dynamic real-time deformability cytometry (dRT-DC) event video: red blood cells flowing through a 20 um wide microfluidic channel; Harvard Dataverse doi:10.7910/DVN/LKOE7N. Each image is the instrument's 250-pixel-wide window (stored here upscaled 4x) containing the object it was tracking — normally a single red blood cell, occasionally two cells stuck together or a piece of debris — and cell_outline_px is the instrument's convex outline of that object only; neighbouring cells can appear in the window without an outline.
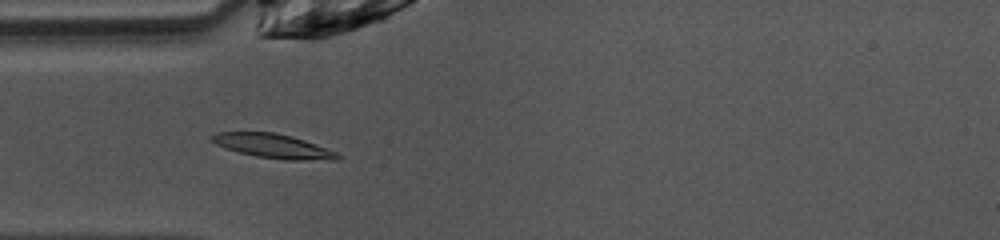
{"species": "common noctule bat (a hibernating species)", "species_latin": "Nyctalus noctula", "temperature_condition": "warm", "stored_images_in_passage": 36, "camera_frame_rate_fps": 3000, "um_per_image_px": 0.085, "animal": {"sex": "female", "body_mass_g": 10.0, "forearm_length_mm": 53.1}, "frame": {"image": 1, "passage_image": 1, "time_ms": 0.0, "image_size_px": [1000, 240], "cell_outline_px": [[344, 156], [340, 160], [284, 160], [256, 156], [224, 148], [216, 144], [212, 140], [212, 136], [216, 132], [276, 132], [292, 136], [304, 140], [336, 152]], "centroid_in_image_um": [23.27, 12.42], "position_along_channel_um": 61.7, "area_um2": 17.74}}
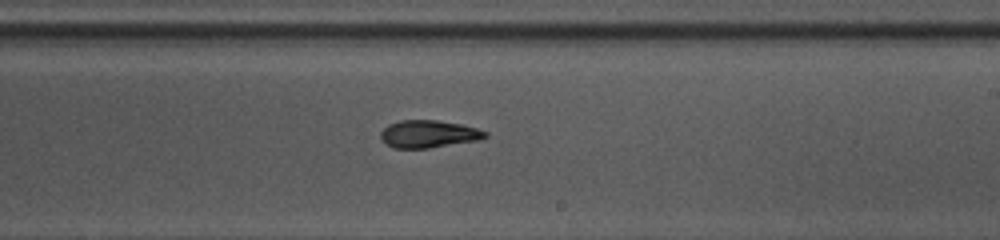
{"frame": {"image": 2, "passage_image": 15, "time_ms": 4.667, "image_size_px": [1000, 240], "cell_outline_px": [[488, 136], [480, 140], [428, 148], [392, 148], [384, 144], [380, 136], [380, 132], [388, 124], [400, 120], [436, 120], [460, 124], [476, 128], [488, 132]], "centroid_in_image_um": [36.41, 11.39], "position_along_channel_um": 252.6, "area_um2": 16.88}}
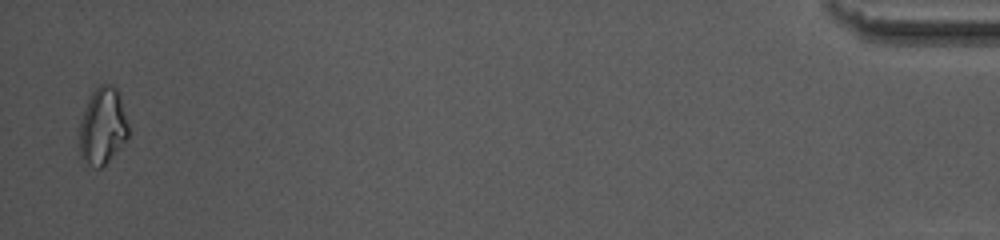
{"frame": {"image": 3, "passage_image": 35, "time_ms": 11.333, "image_size_px": [1000, 240], "cell_outline_px": [[128, 136], [108, 160], [100, 168], [96, 168], [88, 164], [80, 156], [80, 120], [88, 100], [92, 92], [100, 84], [112, 84], [116, 88], [120, 96], [128, 124]], "centroid_in_image_um": [8.71, 10.7], "position_along_channel_um": 426.5, "area_um2": 21.56}, "authors_computed_cell_mechanics": {"area_um2": 17.0799, "velocity_mm_per_s": 4.0596, "shape_relaxation_time_tau1_ms": 4.797, "shape_relaxation_time_tau2_ms": 6.2679, "deformation_change_tau1": 0.1779, "deformation_change_tau2": 0.09}}